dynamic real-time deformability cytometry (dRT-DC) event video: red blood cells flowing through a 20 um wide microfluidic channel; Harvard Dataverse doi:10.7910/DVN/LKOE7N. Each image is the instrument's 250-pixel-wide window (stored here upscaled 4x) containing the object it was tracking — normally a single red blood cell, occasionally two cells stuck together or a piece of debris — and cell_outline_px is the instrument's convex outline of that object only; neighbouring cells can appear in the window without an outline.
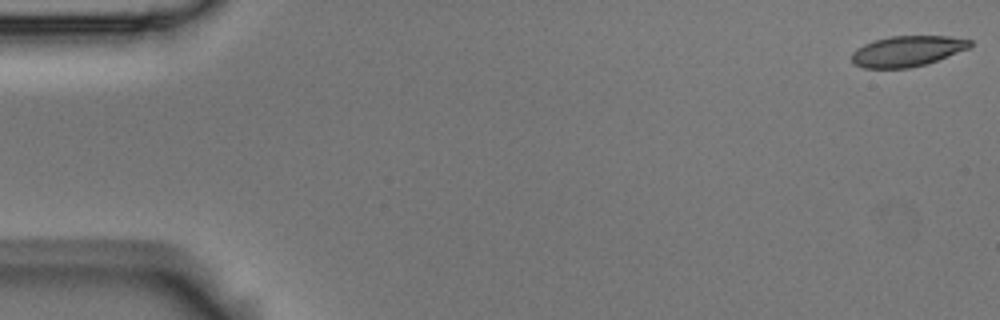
{"species": "Egyptian fruit bat (a non-hibernating species)", "species_latin": "Rousettus aegyptiacus", "temperature_condition": "room temperature", "stored_images_in_passage": 53, "camera_frame_rate_fps": 3000, "um_per_image_px": 0.085, "animal": {"sex": "male"}, "frame": {"image": 1, "passage_image": 1, "time_ms": 0.0, "image_size_px": [1000, 320], "cell_outline_px": [[972, 44], [968, 48], [928, 64], [908, 68], [864, 68], [852, 64], [852, 52], [856, 48], [872, 40], [892, 36], [952, 36], [972, 40]], "centroid_in_image_um": [77.09, 4.35], "position_along_channel_um": 7.9, "area_um2": 21.27}}
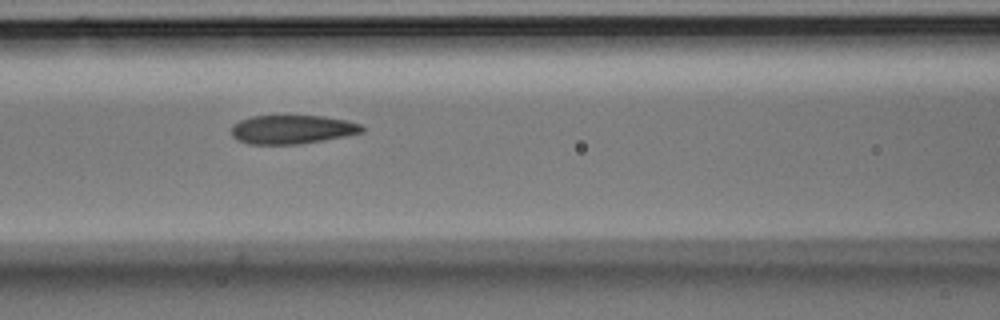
{"frame": {"image": 2, "passage_image": 23, "time_ms": 7.333, "image_size_px": [1000, 320], "cell_outline_px": [[364, 132], [324, 140], [300, 144], [248, 144], [236, 140], [232, 136], [232, 124], [240, 120], [252, 116], [324, 116], [344, 120], [360, 124], [364, 128]], "centroid_in_image_um": [24.8, 11.01], "position_along_channel_um": 141.8, "area_um2": 21.91}}
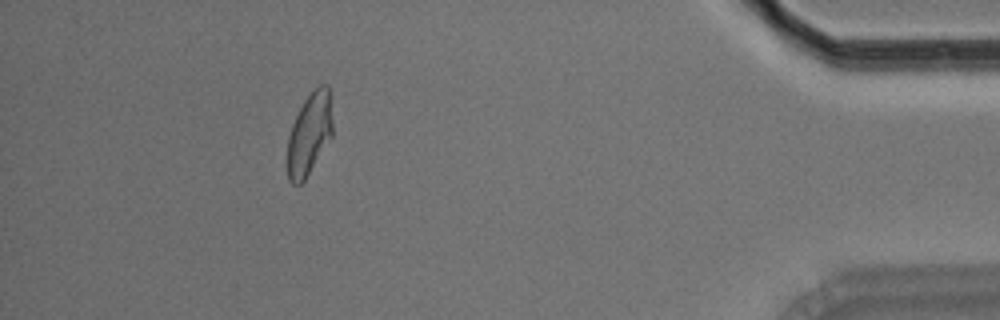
{"frame": {"image": 3, "passage_image": 49, "time_ms": 16.0, "image_size_px": [1000, 320], "cell_outline_px": [[332, 136], [304, 180], [300, 184], [292, 184], [288, 180], [288, 136], [292, 124], [304, 100], [320, 84], [328, 84], [332, 120]], "centroid_in_image_um": [26.3, 11.38], "position_along_channel_um": 408.9, "area_um2": 21.21}}